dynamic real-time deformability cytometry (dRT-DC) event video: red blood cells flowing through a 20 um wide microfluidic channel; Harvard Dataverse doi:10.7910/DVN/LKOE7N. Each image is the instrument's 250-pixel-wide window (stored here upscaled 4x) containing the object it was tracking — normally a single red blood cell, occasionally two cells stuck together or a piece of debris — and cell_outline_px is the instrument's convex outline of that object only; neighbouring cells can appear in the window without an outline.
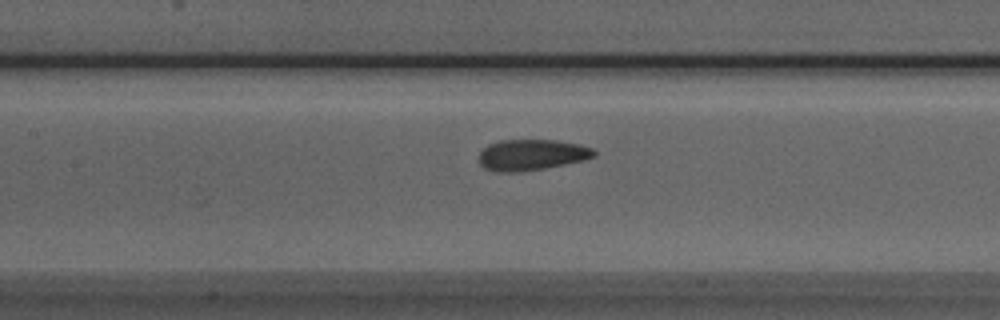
{"species": "Egyptian fruit bat (a non-hibernating species)", "species_latin": "Rousettus aegyptiacus", "temperature_condition": "room temperature", "stored_images_in_passage": 28, "camera_frame_rate_fps": 3000, "um_per_image_px": 0.085, "animal": {"sex": "male"}, "frame": {"image": 1, "passage_image": 19, "time_ms": 6.0, "image_size_px": [1000, 320], "cell_outline_px": [[596, 156], [584, 160], [544, 168], [516, 172], [496, 172], [484, 168], [480, 164], [480, 152], [488, 144], [500, 140], [556, 140], [576, 144], [592, 148], [596, 152]], "centroid_in_image_um": [45.17, 13.16], "position_along_channel_um": 162.2, "area_um2": 20.63}}
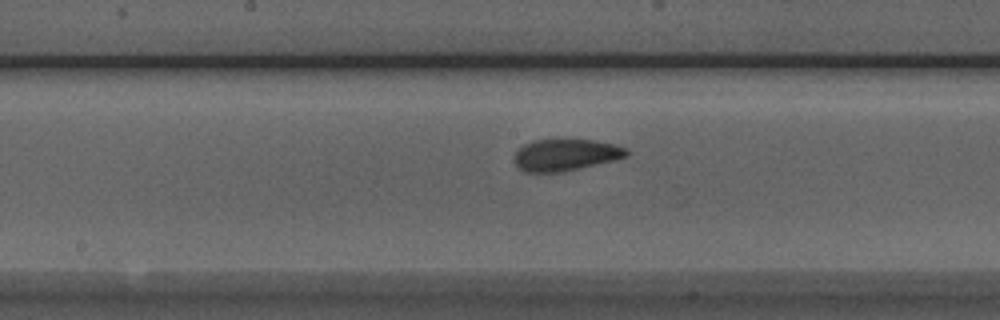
{"frame": {"image": 2, "passage_image": 22, "time_ms": 7.0, "image_size_px": [1000, 320], "cell_outline_px": [[628, 156], [564, 172], [524, 172], [512, 160], [516, 152], [524, 144], [532, 140], [592, 140], [616, 144], [628, 148]], "centroid_in_image_um": [48.07, 13.16], "position_along_channel_um": 200.1, "area_um2": 20.69}}
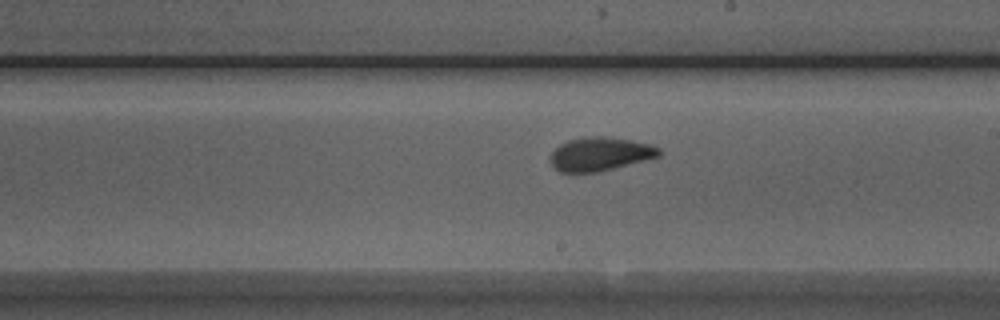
{"frame": {"image": 3, "passage_image": 25, "time_ms": 8.0, "image_size_px": [1000, 320], "cell_outline_px": [[660, 156], [600, 172], [560, 172], [548, 160], [548, 156], [560, 144], [568, 140], [588, 136], [604, 136], [632, 140], [652, 144], [660, 148]], "centroid_in_image_um": [51.0, 13.08], "position_along_channel_um": 238.0, "area_um2": 21.44}}